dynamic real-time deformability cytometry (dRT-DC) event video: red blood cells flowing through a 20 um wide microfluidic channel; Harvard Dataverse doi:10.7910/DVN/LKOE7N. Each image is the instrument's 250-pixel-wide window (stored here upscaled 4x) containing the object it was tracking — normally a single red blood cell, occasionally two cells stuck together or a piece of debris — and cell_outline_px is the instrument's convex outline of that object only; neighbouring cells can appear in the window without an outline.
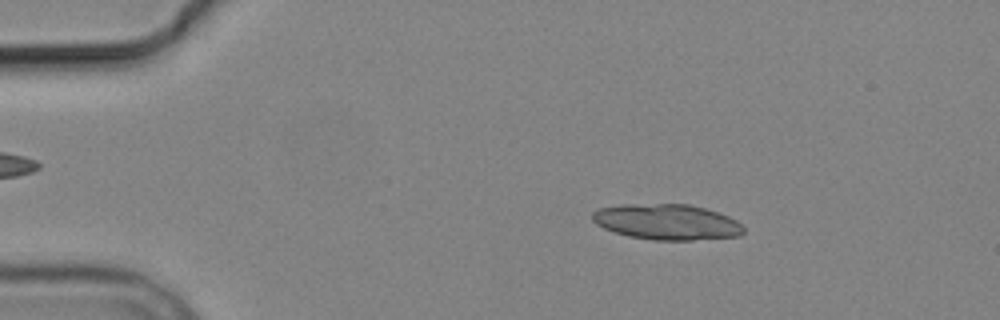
{"species": "common noctule bat (a hibernating species)", "species_latin": "Nyctalus noctula", "temperature_condition": "cold", "stored_images_in_passage": 4, "camera_frame_rate_fps": 3000, "um_per_image_px": 0.085, "animal": {"sex": "male", "body_mass_g": 19.2, "forearm_length_mm": 51.8}, "frame": {"image": 1, "passage_image": 2, "time_ms": 1.0, "image_size_px": [1000, 320], "cell_outline_px": [[744, 232], [740, 236], [692, 240], [652, 240], [628, 236], [604, 228], [596, 224], [592, 220], [592, 212], [600, 208], [620, 204], [688, 204], [704, 208], [728, 216], [736, 220], [744, 228]], "centroid_in_image_um": [56.67, 18.87], "position_along_channel_um": 28.3, "area_um2": 31.39}}